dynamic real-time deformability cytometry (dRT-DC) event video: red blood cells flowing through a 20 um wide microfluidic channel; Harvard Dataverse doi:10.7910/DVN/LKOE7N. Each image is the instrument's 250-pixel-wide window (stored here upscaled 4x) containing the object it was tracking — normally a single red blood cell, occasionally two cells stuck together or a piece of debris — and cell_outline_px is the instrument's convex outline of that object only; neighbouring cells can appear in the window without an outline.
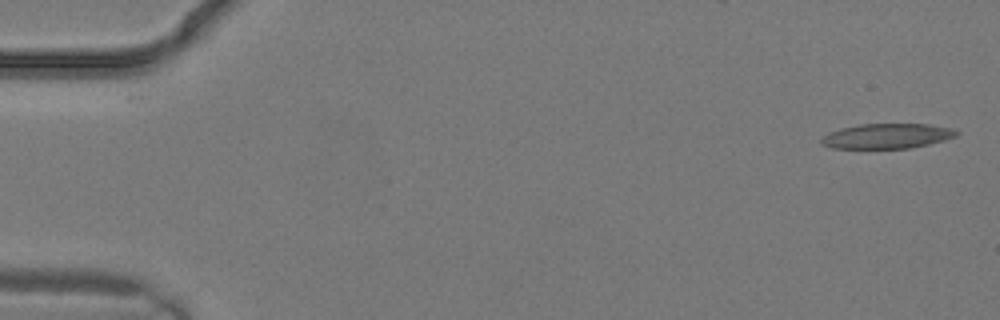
{"species": "common noctule bat (a hibernating species)", "species_latin": "Nyctalus noctula", "temperature_condition": "warm", "stored_images_in_passage": 9, "camera_frame_rate_fps": 3000, "um_per_image_px": 0.085, "animal": {"sex": "male", "body_mass_g": 19.2, "forearm_length_mm": 51.8}, "frame": {"image": 1, "passage_image": 1, "time_ms": 0.0, "image_size_px": [1000, 320], "cell_outline_px": [[960, 132], [956, 136], [944, 140], [912, 148], [832, 148], [820, 144], [820, 140], [828, 132], [840, 128], [860, 124], [928, 124], [952, 128]], "centroid_in_image_um": [75.38, 11.56], "position_along_channel_um": 9.6, "area_um2": 19.71}}
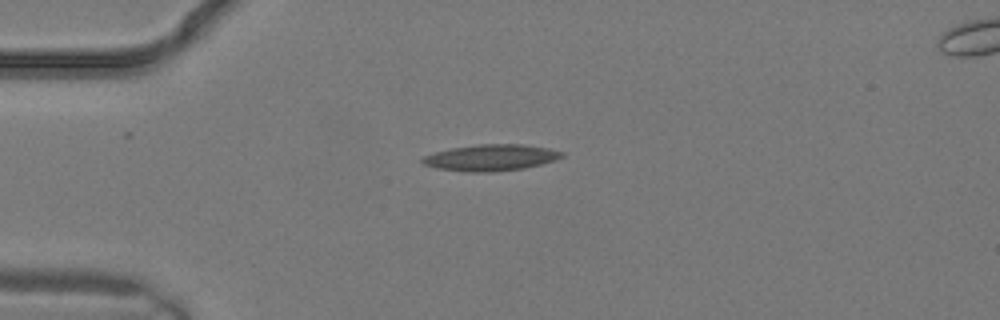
{"frame": {"image": 2, "passage_image": 7, "time_ms": 2.0, "image_size_px": [1000, 320], "cell_outline_px": [[564, 156], [556, 160], [524, 168], [492, 172], [468, 172], [436, 168], [424, 164], [420, 160], [424, 156], [436, 152], [452, 148], [480, 144], [520, 144], [548, 148], [564, 152]], "centroid_in_image_um": [41.74, 13.4], "position_along_channel_um": 43.3, "area_um2": 21.27}}